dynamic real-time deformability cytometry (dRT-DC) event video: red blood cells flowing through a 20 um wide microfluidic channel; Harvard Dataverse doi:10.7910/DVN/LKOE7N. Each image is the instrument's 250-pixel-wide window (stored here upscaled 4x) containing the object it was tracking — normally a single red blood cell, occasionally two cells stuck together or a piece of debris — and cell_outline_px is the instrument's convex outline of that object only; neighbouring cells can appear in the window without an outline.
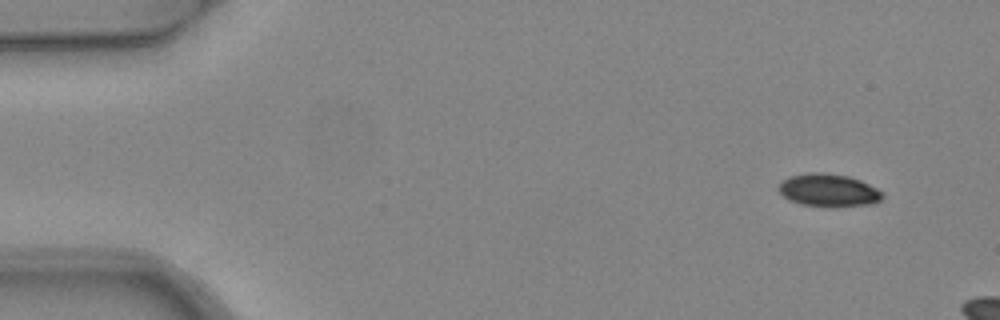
{"species": "common noctule bat (a hibernating species)", "species_latin": "Nyctalus noctula", "temperature_condition": "warm", "stored_images_in_passage": 3, "camera_frame_rate_fps": 3000, "um_per_image_px": 0.085, "animal": {"sex": "female", "body_mass_g": 24.6, "forearm_length_mm": 56.2}, "frame": {"image": 1, "passage_image": 1, "time_ms": 0.0, "image_size_px": [1000, 320], "cell_outline_px": [[884, 196], [880, 200], [872, 204], [832, 208], [828, 208], [800, 204], [788, 200], [776, 188], [788, 176], [808, 172], [824, 172], [848, 176], [860, 180], [884, 192]], "centroid_in_image_um": [70.42, 16.19], "position_along_channel_um": 14.6, "area_um2": 20.29}}